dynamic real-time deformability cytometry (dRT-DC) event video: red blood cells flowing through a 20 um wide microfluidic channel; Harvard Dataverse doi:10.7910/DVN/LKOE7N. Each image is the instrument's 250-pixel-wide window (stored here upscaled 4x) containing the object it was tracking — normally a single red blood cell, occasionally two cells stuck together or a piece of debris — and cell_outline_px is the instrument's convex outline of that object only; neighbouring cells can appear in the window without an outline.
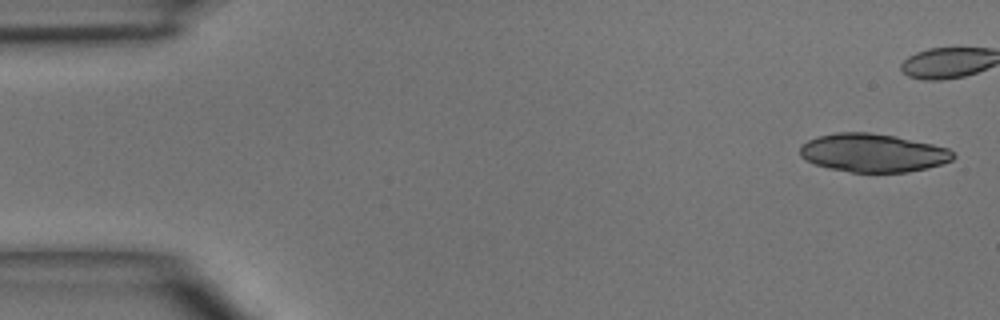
{"species": "common noctule bat (a hibernating species)", "species_latin": "Nyctalus noctula", "temperature_condition": "room temperature", "stored_images_in_passage": 5, "camera_frame_rate_fps": 3000, "um_per_image_px": 0.085, "animal": {"sex": "male", "body_mass_g": 15.6}, "frame": {"image": 1, "passage_image": 1, "time_ms": 0.0, "image_size_px": [1000, 320], "cell_outline_px": [[956, 156], [952, 160], [928, 168], [908, 172], [852, 172], [828, 168], [804, 160], [800, 156], [800, 144], [816, 136], [836, 132], [868, 132], [896, 136], [932, 144], [948, 148]], "centroid_in_image_um": [74.17, 12.99], "position_along_channel_um": 10.8, "area_um2": 34.39}}
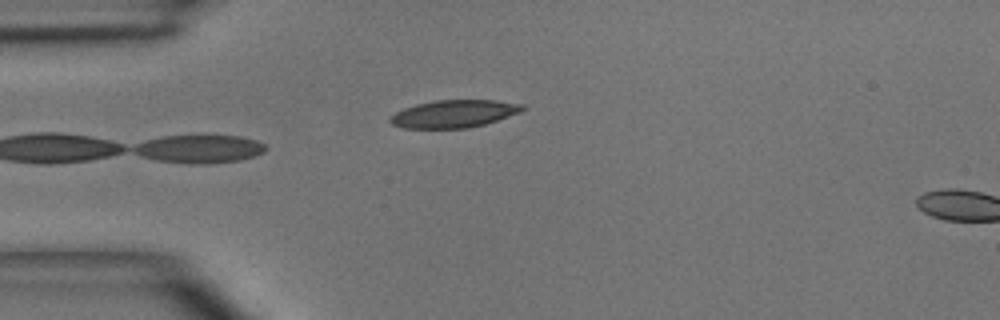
{"frame": {"image": 2, "passage_image": 5, "time_ms": 4.333, "image_size_px": [1000, 320], "cell_outline_px": [[528, 108], [520, 112], [484, 124], [468, 128], [404, 128], [392, 124], [388, 120], [396, 112], [404, 108], [416, 104], [436, 100], [496, 100], [524, 104]], "centroid_in_image_um": [38.61, 9.66], "position_along_channel_um": 46.4, "area_um2": 21.21}}